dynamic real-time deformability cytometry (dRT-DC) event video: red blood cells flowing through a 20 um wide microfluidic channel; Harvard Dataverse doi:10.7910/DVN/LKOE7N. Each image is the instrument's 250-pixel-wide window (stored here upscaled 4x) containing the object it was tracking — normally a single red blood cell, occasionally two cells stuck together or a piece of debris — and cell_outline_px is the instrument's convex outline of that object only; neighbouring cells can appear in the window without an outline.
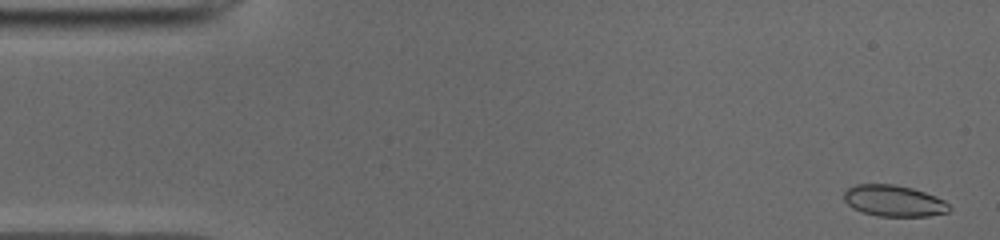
{"species": "common noctule bat (a hibernating species)", "species_latin": "Nyctalus noctula", "temperature_condition": "cold", "stored_images_in_passage": 51, "camera_frame_rate_fps": 3000, "um_per_image_px": 0.085, "animal": {"sex": "male", "body_mass_g": 19.0, "forearm_length_mm": 50.8}, "frame": {"image": 1, "passage_image": 2, "time_ms": 0.333, "image_size_px": [1000, 240], "cell_outline_px": [[952, 208], [948, 212], [928, 216], [876, 216], [852, 208], [844, 200], [844, 192], [848, 188], [856, 184], [892, 184], [912, 188], [936, 196], [944, 200]], "centroid_in_image_um": [75.98, 17.07], "position_along_channel_um": 9.0, "area_um2": 19.19}}
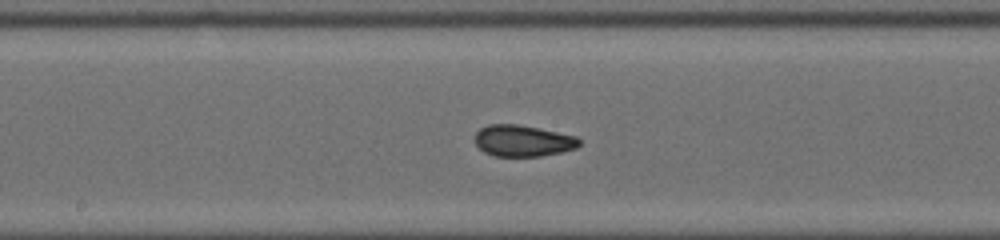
{"frame": {"image": 2, "passage_image": 26, "time_ms": 8.333, "image_size_px": [1000, 240], "cell_outline_px": [[580, 144], [576, 148], [560, 152], [540, 156], [496, 156], [484, 152], [476, 144], [476, 132], [480, 128], [488, 124], [516, 124], [576, 136], [580, 140]], "centroid_in_image_um": [44.43, 11.97], "position_along_channel_um": 203.8, "area_um2": 18.84}}
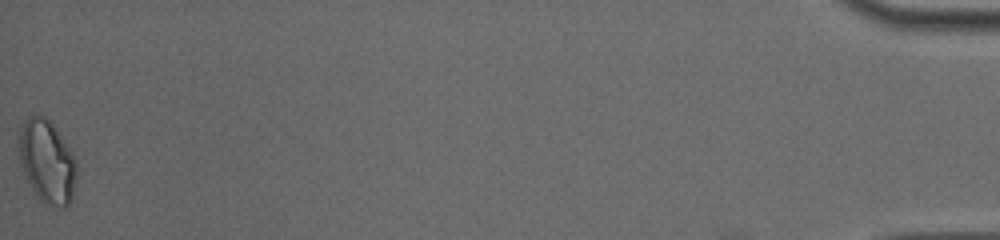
{"frame": {"image": 3, "passage_image": 51, "time_ms": 16.667, "image_size_px": [1000, 240], "cell_outline_px": [[76, 176], [72, 200], [64, 208], [60, 208], [44, 204], [36, 196], [20, 164], [20, 128], [24, 120], [28, 116], [44, 116], [52, 124], [72, 152], [76, 164]], "centroid_in_image_um": [4.01, 13.77], "position_along_channel_um": 431.2, "area_um2": 27.57}, "authors_computed_cell_mechanics": {"area_um2": 19.652, "velocity_mm_per_s": 3.9536, "shape_relaxation_time_tau1_ms": null, "shape_relaxation_time_tau2_ms": 1.393, "deformation_change_tau1": null, "deformation_change_tau2": 0.0623}}